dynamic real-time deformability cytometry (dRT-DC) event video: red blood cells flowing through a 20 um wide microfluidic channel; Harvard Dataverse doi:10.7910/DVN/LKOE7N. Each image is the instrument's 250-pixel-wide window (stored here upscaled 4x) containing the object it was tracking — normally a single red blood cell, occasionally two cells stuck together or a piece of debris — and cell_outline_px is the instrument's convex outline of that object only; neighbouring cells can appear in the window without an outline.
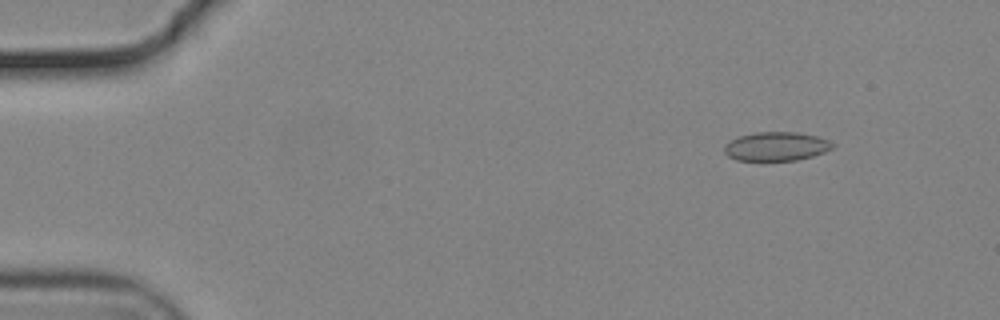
{"species": "common noctule bat (a hibernating species)", "species_latin": "Nyctalus noctula", "temperature_condition": "cold", "stored_images_in_passage": 53, "camera_frame_rate_fps": 3000, "um_per_image_px": 0.085, "animal": {"sex": "male", "body_mass_g": 19.2, "forearm_length_mm": 51.8}, "frame": {"image": 1, "passage_image": 4, "time_ms": 1.0, "image_size_px": [1000, 320], "cell_outline_px": [[836, 144], [832, 148], [824, 152], [812, 156], [796, 160], [736, 160], [728, 156], [724, 152], [724, 144], [740, 136], [756, 132], [796, 132], [816, 136], [828, 140]], "centroid_in_image_um": [65.98, 12.44], "position_along_channel_um": 19.0, "area_um2": 18.09}}
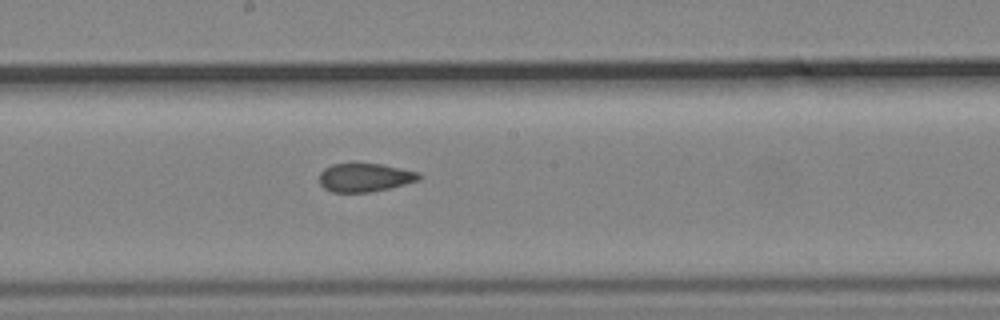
{"frame": {"image": 2, "passage_image": 28, "time_ms": 9.0, "image_size_px": [1000, 320], "cell_outline_px": [[424, 176], [420, 180], [372, 192], [332, 192], [324, 188], [320, 184], [320, 172], [324, 168], [332, 164], [384, 164], [420, 172]], "centroid_in_image_um": [31.05, 15.08], "position_along_channel_um": 217.1, "area_um2": 16.65}}
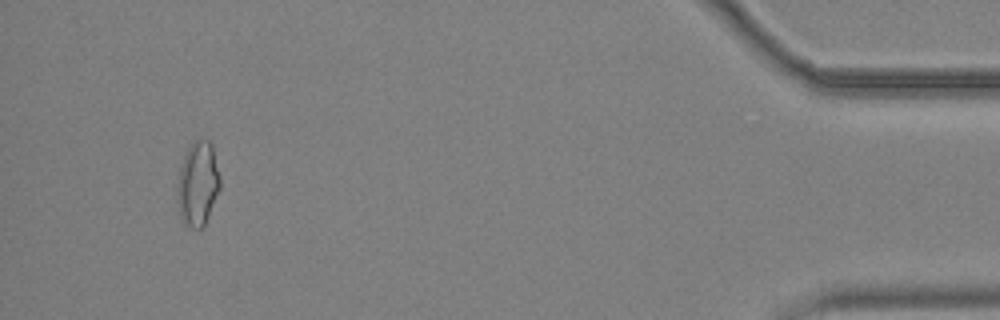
{"frame": {"image": 3, "passage_image": 50, "time_ms": 16.333, "image_size_px": [1000, 320], "cell_outline_px": [[220, 188], [208, 216], [204, 224], [200, 228], [192, 228], [184, 224], [180, 220], [176, 200], [176, 188], [180, 168], [184, 156], [188, 148], [196, 140], [208, 140], [212, 144], [220, 176]], "centroid_in_image_um": [16.79, 15.65], "position_along_channel_um": 418.4, "area_um2": 21.1}, "authors_computed_cell_mechanics": {"area_um2": 17.8602, "velocity_mm_per_s": 3.7228, "shape_relaxation_time_tau1_ms": null, "shape_relaxation_time_tau2_ms": 1.736, "deformation_change_tau1": null, "deformation_change_tau2": 0.0659}}